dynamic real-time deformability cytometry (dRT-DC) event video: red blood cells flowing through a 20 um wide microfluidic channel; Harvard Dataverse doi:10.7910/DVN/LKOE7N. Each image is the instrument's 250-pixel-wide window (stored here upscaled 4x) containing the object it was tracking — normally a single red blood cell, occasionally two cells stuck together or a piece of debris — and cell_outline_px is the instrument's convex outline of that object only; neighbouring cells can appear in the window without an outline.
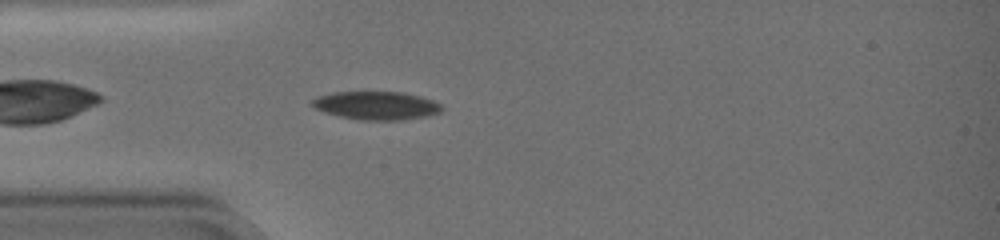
{"species": "common noctule bat (a hibernating species)", "species_latin": "Nyctalus noctula", "temperature_condition": "warm", "stored_images_in_passage": 42, "camera_frame_rate_fps": 3000, "um_per_image_px": 0.085, "animal": {"sex": "female", "body_mass_g": 19.0, "forearm_length_mm": 51.5}, "frame": {"image": 1, "passage_image": 3, "time_ms": 0.667, "image_size_px": [1000, 240], "cell_outline_px": [[444, 108], [440, 112], [424, 116], [400, 120], [356, 120], [324, 112], [308, 104], [308, 100], [316, 96], [332, 92], [404, 92], [420, 96], [432, 100], [440, 104]], "centroid_in_image_um": [31.91, 8.96], "position_along_channel_um": 53.1, "area_um2": 21.56}}
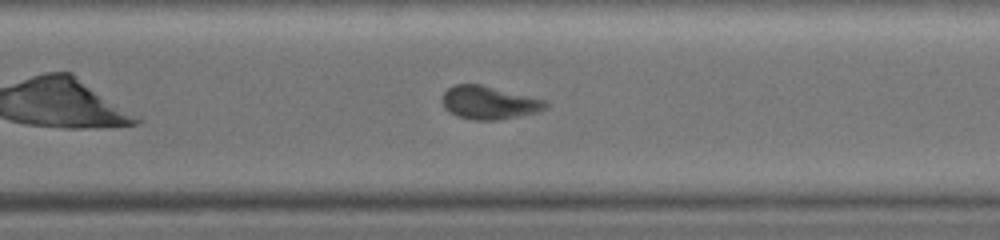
{"frame": {"image": 2, "passage_image": 27, "time_ms": 8.667, "image_size_px": [1000, 240], "cell_outline_px": [[548, 108], [536, 112], [520, 116], [496, 120], [472, 120], [456, 116], [444, 108], [440, 100], [444, 92], [448, 88], [456, 84], [480, 84], [548, 100]], "centroid_in_image_um": [41.56, 8.73], "position_along_channel_um": 329.0, "area_um2": 20.23}}
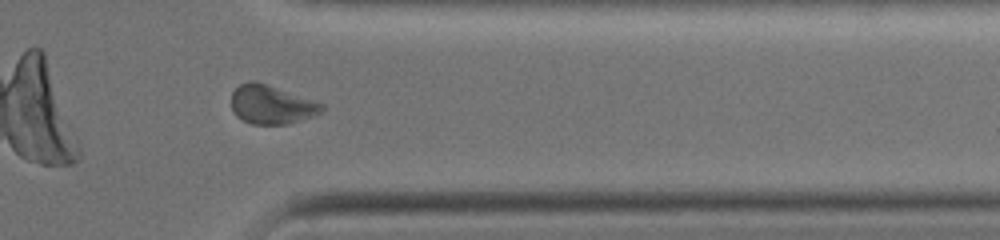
{"frame": {"image": 3, "passage_image": 32, "time_ms": 10.333, "image_size_px": [1000, 240], "cell_outline_px": [[328, 108], [312, 116], [288, 124], [252, 124], [236, 116], [232, 108], [232, 92], [240, 84], [252, 80], [256, 80], [316, 100], [324, 104]], "centroid_in_image_um": [23.11, 8.87], "position_along_channel_um": 388.3, "area_um2": 20.63}, "authors_computed_cell_mechanics": {"area_um2": 21.4438, "velocity_mm_per_s": 3.5232, "shape_relaxation_time_tau1_ms": 8.5128, "shape_relaxation_time_tau2_ms": 4.5172, "deformation_change_tau1": 0.143, "deformation_change_tau2": 0.0907}}